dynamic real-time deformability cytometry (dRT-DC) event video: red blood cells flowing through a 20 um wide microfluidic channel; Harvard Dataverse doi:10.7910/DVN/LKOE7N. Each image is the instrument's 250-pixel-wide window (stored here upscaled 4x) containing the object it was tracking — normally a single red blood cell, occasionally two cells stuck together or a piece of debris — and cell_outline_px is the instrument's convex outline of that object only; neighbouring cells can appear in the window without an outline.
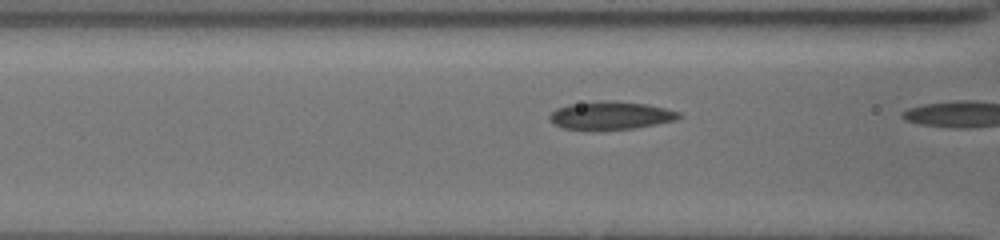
{"species": "common noctule bat (a hibernating species)", "species_latin": "Nyctalus noctula", "temperature_condition": "cold", "stored_images_in_passage": 5, "camera_frame_rate_fps": 3000, "um_per_image_px": 0.085, "animal": {"sex": "female", "body_mass_g": 19.5, "forearm_length_mm": 54.1}, "frame": {"image": 1, "passage_image": 4, "time_ms": 1.0, "image_size_px": [1000, 240], "cell_outline_px": [[680, 116], [676, 120], [636, 128], [592, 132], [564, 128], [556, 124], [548, 116], [556, 108], [568, 104], [600, 100], [616, 100], [648, 104], [680, 112]], "centroid_in_image_um": [51.89, 9.83], "position_along_channel_um": 114.7, "area_um2": 21.73}}